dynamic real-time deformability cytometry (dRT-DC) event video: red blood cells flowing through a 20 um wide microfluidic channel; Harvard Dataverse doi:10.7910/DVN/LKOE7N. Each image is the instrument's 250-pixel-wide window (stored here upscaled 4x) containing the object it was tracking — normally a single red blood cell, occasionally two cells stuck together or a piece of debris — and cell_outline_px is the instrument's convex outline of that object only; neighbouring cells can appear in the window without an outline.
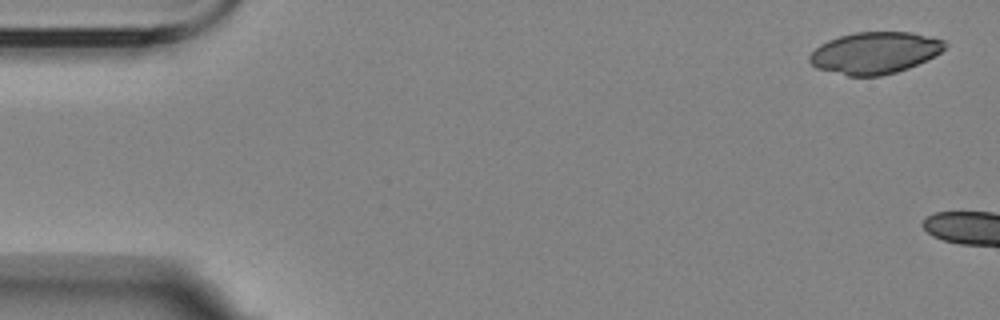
{"species": "Egyptian fruit bat (a non-hibernating species)", "species_latin": "Rousettus aegyptiacus", "temperature_condition": "room temperature", "stored_images_in_passage": 4, "segment_of_instrument_passage": [2, 2], "camera_frame_rate_fps": 3000, "um_per_image_px": 0.085, "animal": {"sex": "female"}, "frame": {"image": 1, "passage_image": 4, "time_ms": 4.333, "image_size_px": [1000, 320], "cell_outline_px": [[948, 44], [936, 56], [908, 68], [896, 72], [880, 76], [848, 76], [816, 68], [808, 60], [808, 56], [820, 44], [828, 40], [840, 36], [856, 32], [912, 32], [944, 40]], "centroid_in_image_um": [74.36, 4.49], "position_along_channel_um": 10.6, "area_um2": 32.95}}